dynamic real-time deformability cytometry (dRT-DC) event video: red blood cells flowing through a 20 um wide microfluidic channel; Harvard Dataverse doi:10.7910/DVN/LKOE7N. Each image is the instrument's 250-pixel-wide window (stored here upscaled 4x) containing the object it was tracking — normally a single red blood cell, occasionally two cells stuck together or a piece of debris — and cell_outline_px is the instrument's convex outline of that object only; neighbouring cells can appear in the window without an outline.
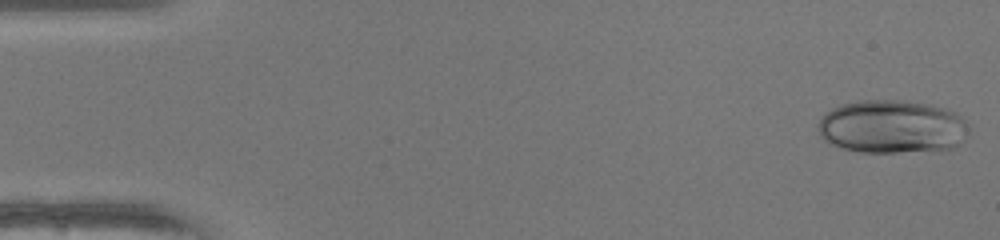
{"species": "human", "species_latin": "Homo sapiens", "temperature_condition": "warm", "stored_images_in_passage": 46, "camera_frame_rate_fps": 3000, "um_per_image_px": 0.085, "donor": {"sex": "female"}, "frame": {"image": 1, "passage_image": 1, "time_ms": 0.0, "image_size_px": [1000, 240], "cell_outline_px": [[968, 128], [964, 140], [952, 148], [896, 152], [860, 152], [844, 148], [832, 144], [824, 140], [820, 136], [816, 128], [820, 120], [832, 108], [840, 104], [860, 100], [908, 100], [928, 104], [944, 108], [960, 116], [968, 124]], "centroid_in_image_um": [75.79, 10.76], "position_along_channel_um": 9.2, "area_um2": 46.7}}
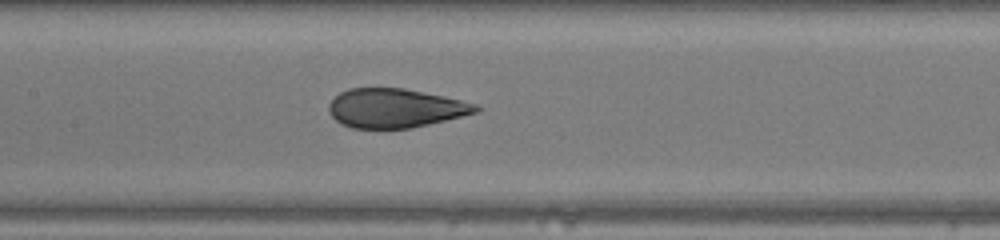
{"frame": {"image": 2, "passage_image": 23, "time_ms": 7.333, "image_size_px": [1000, 240], "cell_outline_px": [[484, 108], [480, 112], [428, 124], [408, 128], [352, 128], [340, 124], [332, 116], [328, 108], [328, 104], [340, 92], [348, 88], [404, 88], [444, 96], [476, 104]], "centroid_in_image_um": [33.61, 9.19], "position_along_channel_um": 173.8, "area_um2": 33.47}}
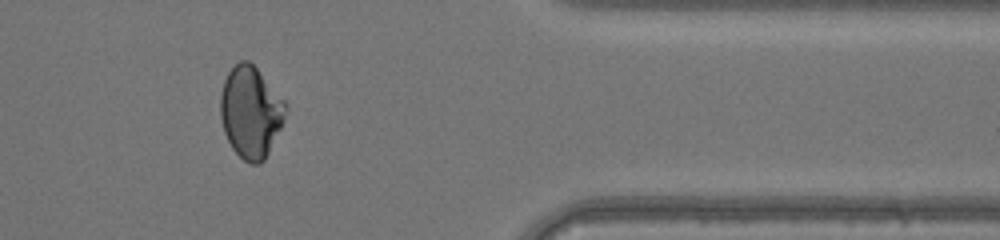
{"frame": {"image": 3, "passage_image": 40, "time_ms": 13.0, "image_size_px": [1000, 240], "cell_outline_px": [[288, 108], [284, 120], [264, 160], [260, 164], [252, 164], [244, 160], [232, 148], [224, 132], [220, 116], [220, 92], [224, 80], [228, 72], [240, 60], [248, 60], [256, 68], [288, 104]], "centroid_in_image_um": [21.3, 9.52], "position_along_channel_um": 390.1, "area_um2": 34.62}}